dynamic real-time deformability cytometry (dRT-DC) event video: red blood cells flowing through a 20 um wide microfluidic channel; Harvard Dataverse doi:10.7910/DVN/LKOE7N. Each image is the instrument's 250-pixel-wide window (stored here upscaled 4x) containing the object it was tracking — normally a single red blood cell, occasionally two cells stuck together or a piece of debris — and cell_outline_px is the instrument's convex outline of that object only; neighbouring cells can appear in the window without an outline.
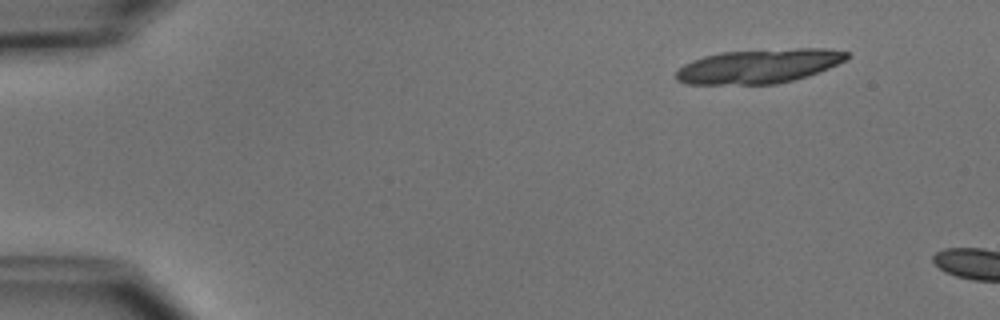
{"species": "common noctule bat (a hibernating species)", "species_latin": "Nyctalus noctula", "temperature_condition": "cold", "stored_images_in_passage": 3, "camera_frame_rate_fps": 3000, "um_per_image_px": 0.085, "animal": {"sex": "male", "body_mass_g": 15.6}, "frame": {"image": 1, "passage_image": 1, "time_ms": 0.0, "image_size_px": [1000, 320], "cell_outline_px": [[852, 56], [848, 60], [808, 76], [796, 80], [776, 84], [684, 84], [676, 80], [676, 72], [684, 64], [692, 60], [704, 56], [720, 52], [796, 48], [828, 48], [848, 52]], "centroid_in_image_um": [64.55, 5.62], "position_along_channel_um": 20.4, "area_um2": 34.39}}